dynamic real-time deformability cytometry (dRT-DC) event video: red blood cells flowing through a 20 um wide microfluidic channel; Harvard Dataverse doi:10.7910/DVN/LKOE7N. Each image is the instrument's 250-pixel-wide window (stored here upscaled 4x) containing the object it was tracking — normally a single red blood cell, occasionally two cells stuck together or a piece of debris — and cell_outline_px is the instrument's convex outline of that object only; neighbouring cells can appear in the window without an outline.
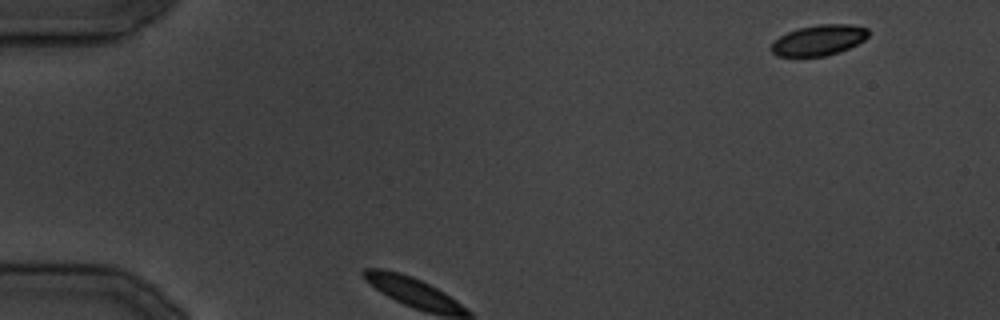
{"species": "common noctule bat (a hibernating species)", "species_latin": "Nyctalus noctula", "temperature_condition": "cold", "stored_images_in_passage": 23, "camera_frame_rate_fps": 3000, "um_per_image_px": 0.085, "animal": {"sex": "male", "body_mass_g": 19.5, "forearm_length_mm": 54.6}, "frame": {"image": 1, "passage_image": 1, "time_ms": 0.0, "image_size_px": [1000, 320], "cell_outline_px": [[872, 32], [864, 40], [840, 52], [824, 56], [776, 56], [772, 52], [772, 44], [780, 36], [796, 28], [820, 24], [852, 24], [868, 28]], "centroid_in_image_um": [69.65, 3.4], "position_along_channel_um": 15.4, "area_um2": 17.34}}
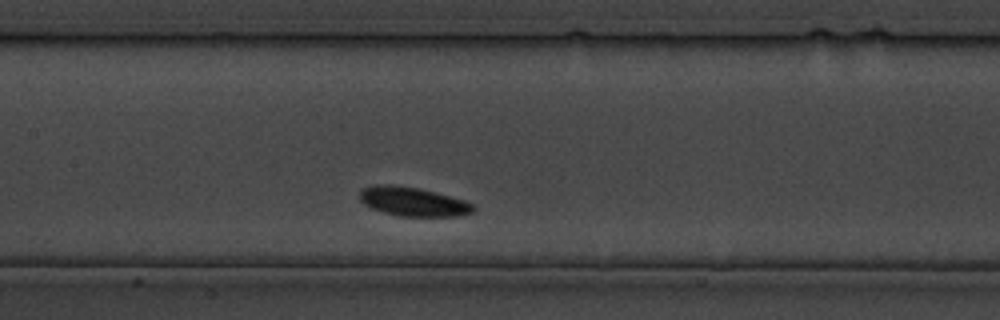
{"frame": {"image": 2, "passage_image": 9, "time_ms": 10.0, "image_size_px": [1000, 320], "cell_outline_px": [[476, 208], [472, 212], [460, 216], [400, 216], [384, 212], [372, 208], [364, 204], [360, 200], [360, 192], [364, 188], [376, 184], [392, 184], [420, 188], [436, 192], [464, 200], [472, 204]], "centroid_in_image_um": [35.11, 17.13], "position_along_channel_um": 172.3, "area_um2": 19.19}}
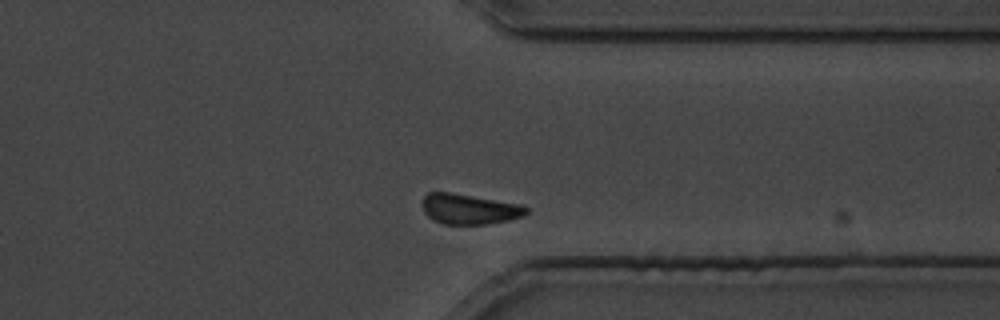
{"frame": {"image": 3, "passage_image": 20, "time_ms": 23.667, "image_size_px": [1000, 320], "cell_outline_px": [[528, 212], [524, 216], [508, 220], [484, 224], [444, 224], [432, 220], [424, 212], [420, 204], [424, 196], [428, 192], [452, 192], [520, 204], [528, 208]], "centroid_in_image_um": [39.85, 17.76], "position_along_channel_um": 371.6, "area_um2": 18.5}}